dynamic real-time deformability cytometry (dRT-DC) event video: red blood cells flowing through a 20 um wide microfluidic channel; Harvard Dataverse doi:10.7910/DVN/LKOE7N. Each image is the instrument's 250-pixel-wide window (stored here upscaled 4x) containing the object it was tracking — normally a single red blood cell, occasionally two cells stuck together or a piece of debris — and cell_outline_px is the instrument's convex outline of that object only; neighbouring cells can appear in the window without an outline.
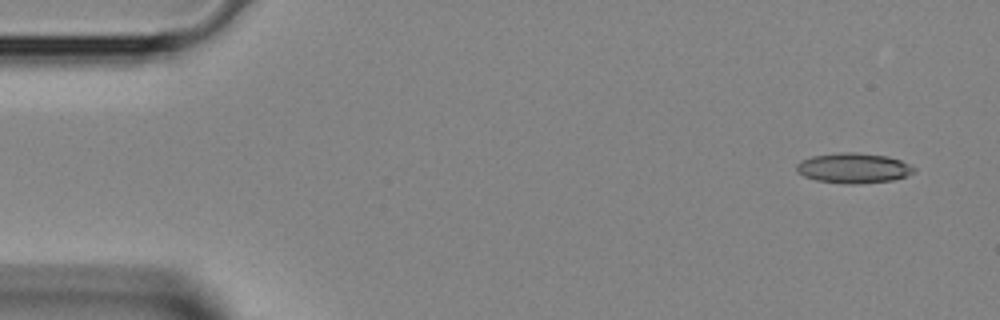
{"species": "Egyptian fruit bat (a non-hibernating species)", "species_latin": "Rousettus aegyptiacus", "temperature_condition": "room temperature", "stored_images_in_passage": 2, "segment_of_instrument_passage": [2, 2], "camera_frame_rate_fps": 3000, "um_per_image_px": 0.085, "animal": {"sex": "female"}, "frame": {"image": 1, "passage_image": 2, "time_ms": 0.333, "image_size_px": [1000, 320], "cell_outline_px": [[916, 172], [892, 180], [856, 184], [844, 184], [816, 180], [804, 176], [796, 172], [796, 164], [812, 156], [840, 152], [860, 152], [888, 156], [900, 160], [916, 168]], "centroid_in_image_um": [72.55, 14.28], "position_along_channel_um": 12.5, "area_um2": 20.69}}